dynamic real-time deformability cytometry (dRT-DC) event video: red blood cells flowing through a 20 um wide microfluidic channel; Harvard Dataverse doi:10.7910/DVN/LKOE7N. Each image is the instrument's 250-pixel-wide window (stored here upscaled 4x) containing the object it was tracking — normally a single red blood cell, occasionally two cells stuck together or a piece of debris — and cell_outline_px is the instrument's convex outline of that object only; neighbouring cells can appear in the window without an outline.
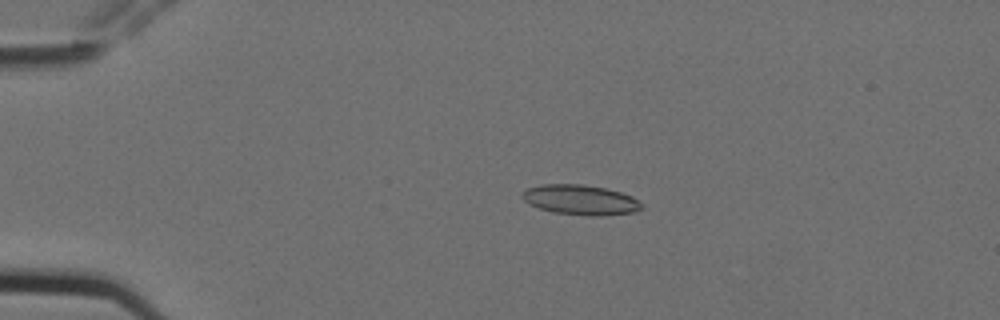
{"species": "Egyptian fruit bat (a non-hibernating species)", "species_latin": "Rousettus aegyptiacus", "temperature_condition": "cold", "stored_images_in_passage": 4, "camera_frame_rate_fps": 3000, "um_per_image_px": 0.085, "animal": {"sex": "female"}, "frame": {"image": 1, "passage_image": 3, "time_ms": 0.667, "image_size_px": [1000, 320], "cell_outline_px": [[644, 208], [636, 212], [596, 216], [588, 216], [552, 212], [528, 204], [520, 196], [528, 188], [544, 184], [580, 184], [604, 188], [620, 192], [632, 196]], "centroid_in_image_um": [49.33, 16.99], "position_along_channel_um": 35.7, "area_um2": 20.75}}